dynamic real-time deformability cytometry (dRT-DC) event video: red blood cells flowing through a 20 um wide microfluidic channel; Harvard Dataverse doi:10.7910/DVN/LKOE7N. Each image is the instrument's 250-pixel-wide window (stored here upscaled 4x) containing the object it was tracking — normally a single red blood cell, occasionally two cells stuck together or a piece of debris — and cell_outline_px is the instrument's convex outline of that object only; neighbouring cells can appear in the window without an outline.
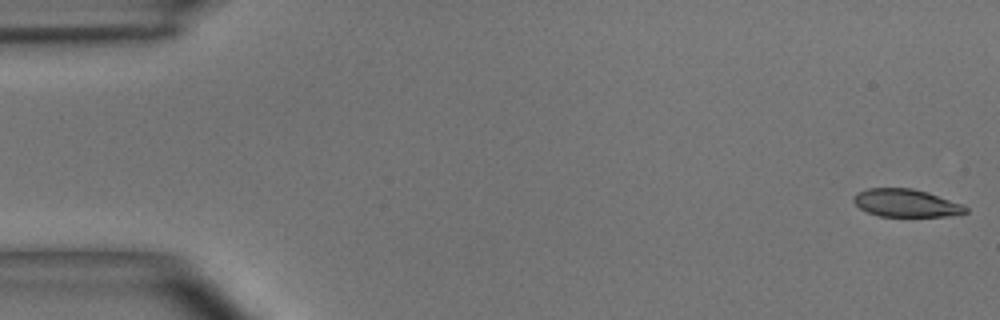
{"species": "common noctule bat (a hibernating species)", "species_latin": "Nyctalus noctula", "temperature_condition": "room temperature", "stored_images_in_passage": 50, "camera_frame_rate_fps": 3000, "um_per_image_px": 0.085, "animal": {"sex": "male", "body_mass_g": 15.6}, "frame": {"image": 1, "passage_image": 1, "time_ms": 0.0, "image_size_px": [1000, 320], "cell_outline_px": [[968, 212], [948, 216], [880, 216], [868, 212], [860, 208], [852, 200], [852, 196], [868, 188], [912, 188], [928, 192], [964, 204], [968, 208]], "centroid_in_image_um": [77.05, 17.25], "position_along_channel_um": 8.0, "area_um2": 18.15}}
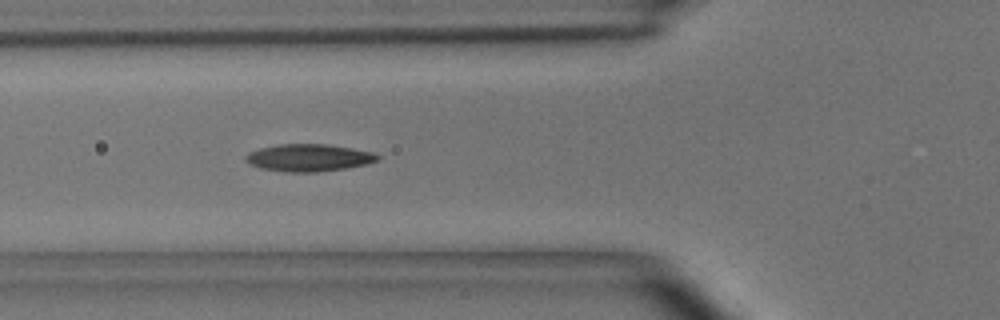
{"frame": {"image": 2, "passage_image": 18, "time_ms": 5.667, "image_size_px": [1000, 320], "cell_outline_px": [[380, 160], [368, 164], [348, 168], [316, 172], [284, 172], [260, 168], [248, 164], [244, 160], [244, 156], [248, 152], [260, 148], [276, 144], [328, 144], [352, 148], [372, 152], [380, 156]], "centroid_in_image_um": [26.23, 13.41], "position_along_channel_um": 99.6, "area_um2": 21.33}}
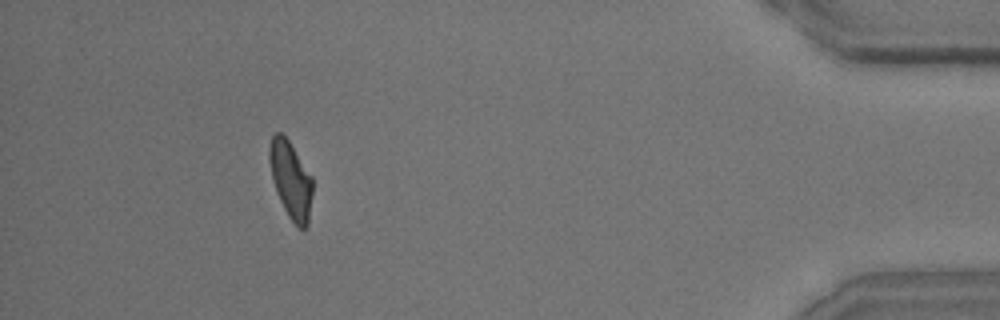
{"frame": {"image": 3, "passage_image": 46, "time_ms": 15.0, "image_size_px": [1000, 320], "cell_outline_px": [[312, 196], [308, 224], [304, 228], [300, 228], [288, 216], [276, 192], [272, 180], [268, 156], [268, 148], [272, 136], [276, 132], [280, 132], [288, 140], [312, 176]], "centroid_in_image_um": [24.7, 15.27], "position_along_channel_um": 410.5, "area_um2": 19.31}, "authors_computed_cell_mechanics": {"area_um2": 19.7098, "velocity_mm_per_s": 3.9568, "shape_relaxation_time_tau1_ms": 2.944, "shape_relaxation_time_tau2_ms": 2.5416, "deformation_change_tau1": 0.1493, "deformation_change_tau2": 0.1061}}